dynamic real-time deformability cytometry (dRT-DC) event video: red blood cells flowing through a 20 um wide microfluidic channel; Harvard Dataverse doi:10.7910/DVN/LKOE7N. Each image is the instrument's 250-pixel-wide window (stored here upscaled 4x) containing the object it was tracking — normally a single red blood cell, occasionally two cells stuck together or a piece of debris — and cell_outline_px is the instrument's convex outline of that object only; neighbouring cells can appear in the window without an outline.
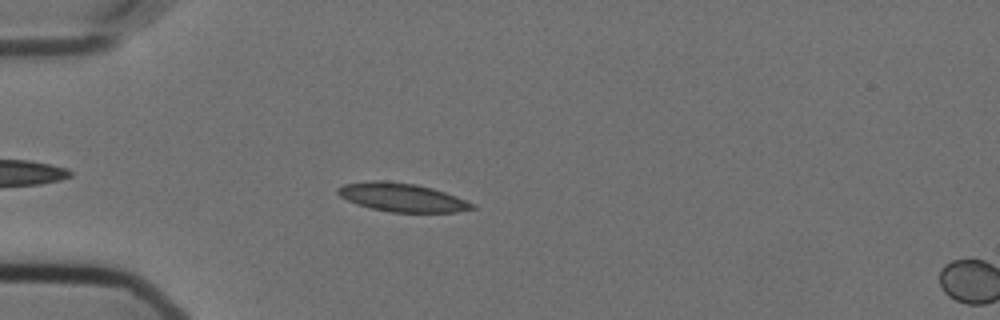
{"species": "Egyptian fruit bat (a non-hibernating species)", "species_latin": "Rousettus aegyptiacus", "temperature_condition": "cold", "stored_images_in_passage": 9, "camera_frame_rate_fps": 3000, "um_per_image_px": 0.085, "animal": {"sex": "female"}, "frame": {"image": 1, "passage_image": 8, "time_ms": 2.333, "image_size_px": [1000, 320], "cell_outline_px": [[476, 208], [456, 212], [392, 212], [372, 208], [356, 204], [340, 196], [336, 192], [336, 188], [344, 184], [376, 180], [384, 180], [416, 184], [432, 188], [456, 196], [476, 204]], "centroid_in_image_um": [34.18, 16.77], "position_along_channel_um": 50.8, "area_um2": 22.25}}